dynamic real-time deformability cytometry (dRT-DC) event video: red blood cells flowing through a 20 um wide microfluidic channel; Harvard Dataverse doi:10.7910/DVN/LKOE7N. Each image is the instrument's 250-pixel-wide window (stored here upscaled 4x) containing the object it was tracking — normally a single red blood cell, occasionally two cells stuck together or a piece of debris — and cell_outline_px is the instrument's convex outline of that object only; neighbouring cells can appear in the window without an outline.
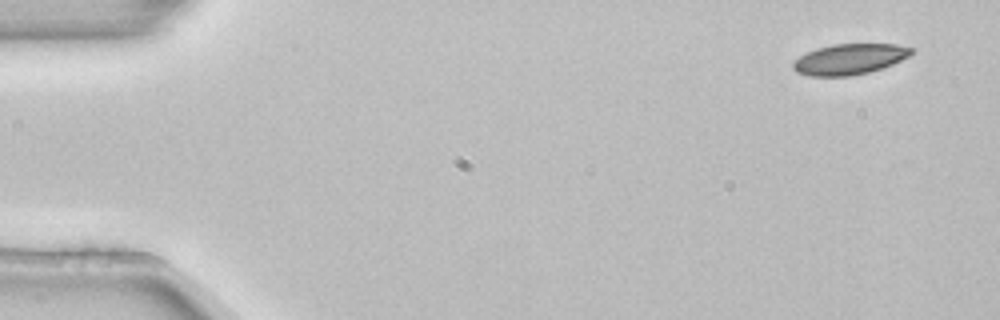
{"species": "common noctule bat (a hibernating species)", "species_latin": "Nyctalus noctula", "temperature_condition": "room temperature", "stored_images_in_passage": 3, "camera_frame_rate_fps": 3000, "um_per_image_px": 0.085, "animal": {"sex": "female", "body_mass_g": 22.7, "forearm_length_mm": 54.2}, "frame": {"image": 1, "passage_image": 1, "time_ms": 0.0, "image_size_px": [1000, 320], "cell_outline_px": [[916, 48], [908, 56], [892, 64], [868, 72], [848, 76], [808, 76], [796, 72], [792, 68], [792, 60], [816, 48], [832, 44], [896, 44]], "centroid_in_image_um": [72.16, 5.02], "position_along_channel_um": 12.8, "area_um2": 21.15}}